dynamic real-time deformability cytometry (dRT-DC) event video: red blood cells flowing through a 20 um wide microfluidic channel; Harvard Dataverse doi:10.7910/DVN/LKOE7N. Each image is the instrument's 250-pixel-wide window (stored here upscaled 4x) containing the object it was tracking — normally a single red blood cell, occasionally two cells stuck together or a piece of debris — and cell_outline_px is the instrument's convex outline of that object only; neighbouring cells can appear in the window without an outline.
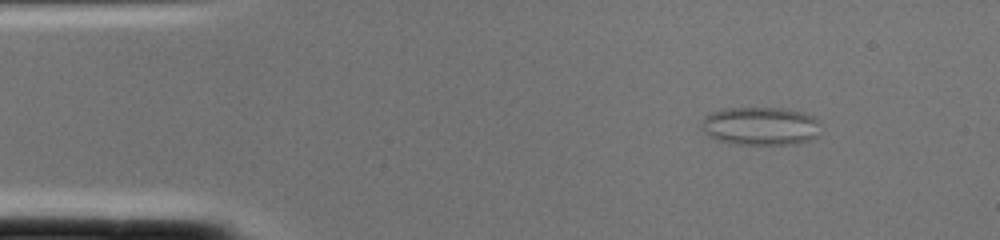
{"species": "common noctule bat (a hibernating species)", "species_latin": "Nyctalus noctula", "temperature_condition": "cold", "stored_images_in_passage": 1, "camera_frame_rate_fps": 3000, "um_per_image_px": 0.085, "animal": {"sex": "female", "body_mass_g": 22.0, "forearm_length_mm": 56.7}, "frame": {"image": 1, "passage_image": 1, "time_ms": 0.0, "image_size_px": [1000, 240], "cell_outline_px": [[820, 132], [812, 140], [792, 144], [732, 144], [716, 140], [708, 136], [700, 128], [700, 120], [704, 116], [712, 112], [728, 108], [780, 108], [804, 112], [816, 116], [820, 124]], "centroid_in_image_um": [64.64, 10.72], "position_along_channel_um": 20.4, "area_um2": 27.11}}